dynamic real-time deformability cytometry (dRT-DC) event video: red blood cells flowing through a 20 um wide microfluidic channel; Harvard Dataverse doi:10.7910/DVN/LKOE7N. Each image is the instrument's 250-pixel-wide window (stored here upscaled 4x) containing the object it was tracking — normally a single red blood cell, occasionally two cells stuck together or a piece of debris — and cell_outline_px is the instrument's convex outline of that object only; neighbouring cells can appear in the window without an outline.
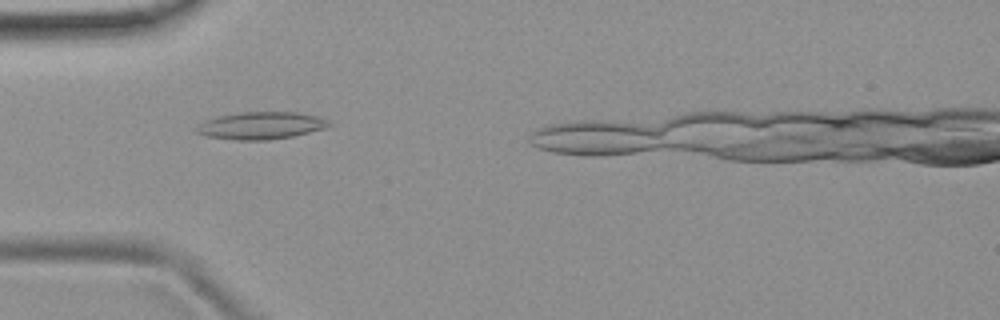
{"species": "common noctule bat (a hibernating species)", "species_latin": "Nyctalus noctula", "temperature_condition": "room temperature", "stored_images_in_passage": 7, "camera_frame_rate_fps": 3000, "um_per_image_px": 0.085, "animal": {"sex": "female", "body_mass_g": 19.9}, "frame": {"image": 1, "passage_image": 5, "time_ms": 4.667, "image_size_px": [1000, 320], "cell_outline_px": [[332, 124], [324, 128], [292, 136], [268, 140], [236, 140], [204, 136], [196, 132], [196, 124], [204, 120], [220, 116], [240, 112], [300, 112], [316, 116], [328, 120]], "centroid_in_image_um": [22.13, 10.67], "position_along_channel_um": 62.9, "area_um2": 21.1}}